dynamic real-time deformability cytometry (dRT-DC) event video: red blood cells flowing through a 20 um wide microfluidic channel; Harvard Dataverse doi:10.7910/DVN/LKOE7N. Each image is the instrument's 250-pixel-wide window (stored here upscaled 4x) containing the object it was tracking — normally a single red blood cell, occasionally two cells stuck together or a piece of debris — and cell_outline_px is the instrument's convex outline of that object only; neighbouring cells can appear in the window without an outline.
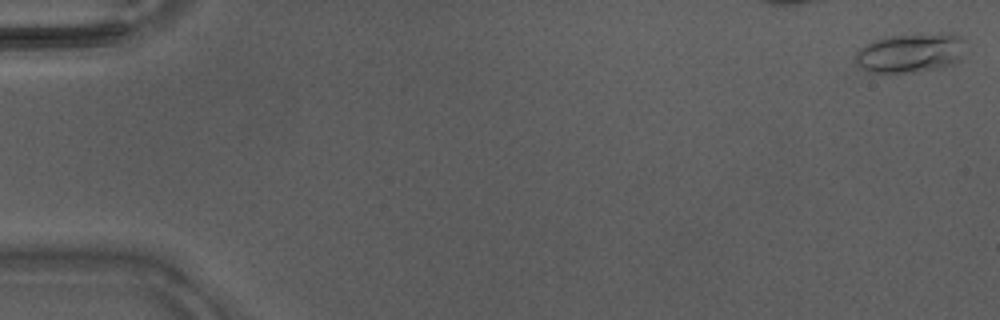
{"species": "Egyptian fruit bat (a non-hibernating species)", "species_latin": "Rousettus aegyptiacus", "temperature_condition": "warm", "stored_images_in_passage": 11, "camera_frame_rate_fps": 3000, "um_per_image_px": 0.085, "animal": {"sex": "male"}, "frame": {"image": 1, "passage_image": 1, "time_ms": 0.0, "image_size_px": [1000, 320], "cell_outline_px": [[964, 40], [960, 60], [952, 64], [936, 68], [916, 72], [868, 72], [860, 68], [856, 60], [856, 52], [860, 48], [876, 40], [892, 36], [948, 32], [960, 36]], "centroid_in_image_um": [77.4, 4.49], "position_along_channel_um": 7.6, "area_um2": 24.91}}